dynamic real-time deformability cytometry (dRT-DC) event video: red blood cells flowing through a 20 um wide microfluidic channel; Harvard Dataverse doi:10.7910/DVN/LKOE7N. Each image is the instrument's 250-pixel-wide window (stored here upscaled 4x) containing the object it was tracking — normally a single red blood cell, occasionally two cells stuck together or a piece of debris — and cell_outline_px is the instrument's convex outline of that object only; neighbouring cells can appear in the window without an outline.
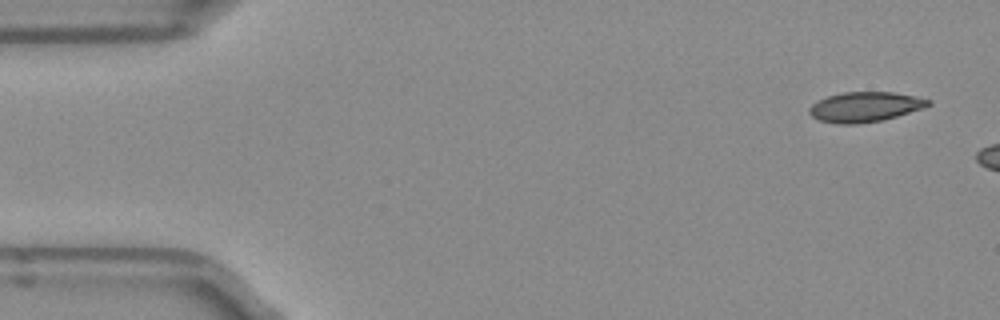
{"species": "Egyptian fruit bat (a non-hibernating species)", "species_latin": "Rousettus aegyptiacus", "temperature_condition": "room temperature", "stored_images_in_passage": 6, "camera_frame_rate_fps": 3000, "um_per_image_px": 0.085, "frame": {"image": 1, "passage_image": 1, "time_ms": 0.0, "image_size_px": [1000, 320], "cell_outline_px": [[932, 104], [924, 108], [896, 116], [880, 120], [856, 124], [836, 124], [820, 120], [812, 116], [808, 112], [808, 108], [812, 104], [828, 96], [844, 92], [892, 92], [932, 100]], "centroid_in_image_um": [73.52, 9.09], "position_along_channel_um": 11.5, "area_um2": 20.58}}